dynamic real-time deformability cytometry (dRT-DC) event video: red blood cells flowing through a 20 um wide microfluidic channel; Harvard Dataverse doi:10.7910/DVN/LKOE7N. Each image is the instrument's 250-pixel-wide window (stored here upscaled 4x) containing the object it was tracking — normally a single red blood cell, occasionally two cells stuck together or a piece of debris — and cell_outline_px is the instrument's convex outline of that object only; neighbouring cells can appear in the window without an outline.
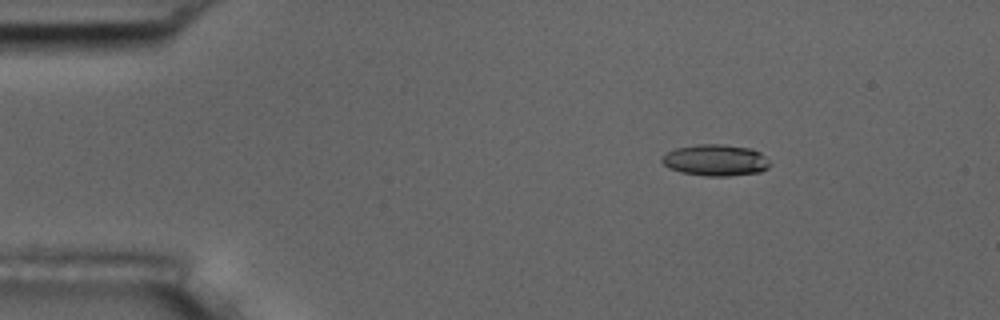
{"species": "common noctule bat (a hibernating species)", "species_latin": "Nyctalus noctula", "temperature_condition": "room temperature", "stored_images_in_passage": 3, "camera_frame_rate_fps": 3000, "um_per_image_px": 0.085, "animal": {"sex": "male", "body_mass_g": 17.5, "forearm_length_mm": 52.3}, "frame": {"image": 1, "passage_image": 3, "time_ms": 2.333, "image_size_px": [1000, 320], "cell_outline_px": [[772, 164], [768, 168], [760, 172], [728, 176], [704, 176], [680, 172], [668, 168], [660, 160], [668, 152], [676, 148], [696, 144], [724, 144], [752, 148], [760, 152]], "centroid_in_image_um": [60.84, 13.61], "position_along_channel_um": 24.2, "area_um2": 19.94}}